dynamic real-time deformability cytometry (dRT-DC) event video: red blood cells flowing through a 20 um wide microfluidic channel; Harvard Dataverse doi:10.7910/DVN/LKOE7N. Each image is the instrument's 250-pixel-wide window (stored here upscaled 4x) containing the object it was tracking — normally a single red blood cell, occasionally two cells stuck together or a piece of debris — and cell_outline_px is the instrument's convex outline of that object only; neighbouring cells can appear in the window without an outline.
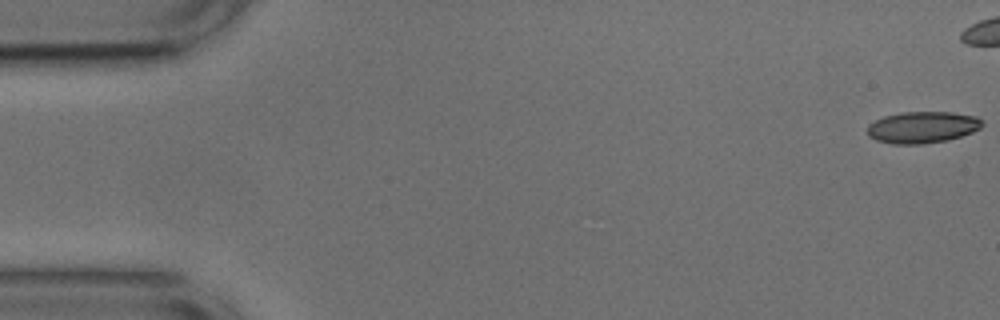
{"species": "common noctule bat (a hibernating species)", "species_latin": "Nyctalus noctula", "temperature_condition": "cold", "stored_images_in_passage": 43, "camera_frame_rate_fps": 3000, "um_per_image_px": 0.085, "animal": {"sex": "male", "body_mass_g": 17.9, "forearm_length_mm": 54.2}, "frame": {"image": 1, "passage_image": 1, "time_ms": 0.0, "image_size_px": [1000, 320], "cell_outline_px": [[984, 124], [980, 128], [972, 132], [948, 140], [920, 144], [892, 144], [876, 140], [868, 136], [868, 124], [884, 116], [900, 112], [952, 112], [976, 116], [984, 120]], "centroid_in_image_um": [78.42, 10.81], "position_along_channel_um": 6.6, "area_um2": 21.27}}
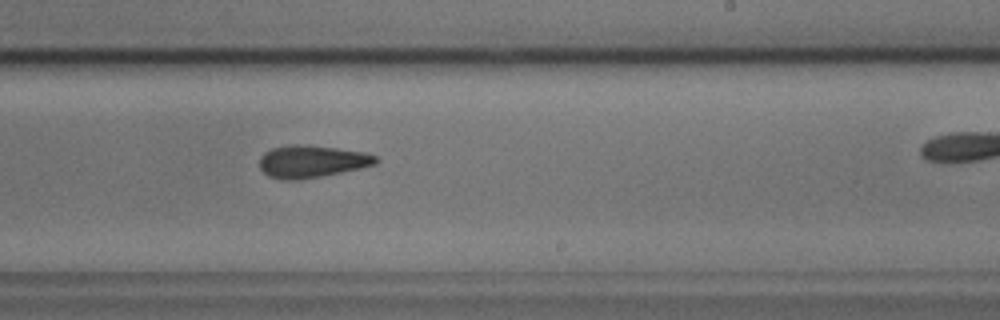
{"frame": {"image": 2, "passage_image": 32, "time_ms": 10.333, "image_size_px": [1000, 320], "cell_outline_px": [[380, 160], [376, 164], [360, 168], [320, 176], [296, 180], [284, 180], [268, 176], [260, 168], [260, 156], [264, 152], [272, 148], [292, 144], [296, 144], [336, 148], [368, 152], [376, 156]], "centroid_in_image_um": [26.51, 13.72], "position_along_channel_um": 262.5, "area_um2": 21.85}}
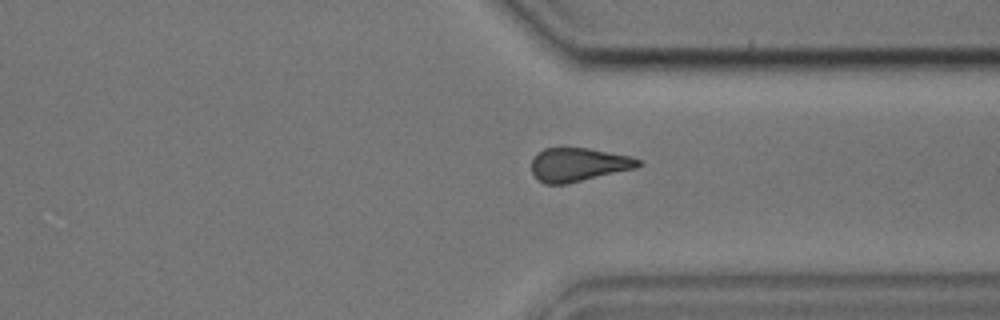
{"frame": {"image": 3, "passage_image": 40, "time_ms": 13.0, "image_size_px": [1000, 320], "cell_outline_px": [[640, 164], [636, 168], [568, 184], [544, 184], [536, 180], [532, 172], [532, 160], [544, 148], [588, 148], [632, 156], [640, 160]], "centroid_in_image_um": [49.16, 14.01], "position_along_channel_um": 362.2, "area_um2": 20.92}}